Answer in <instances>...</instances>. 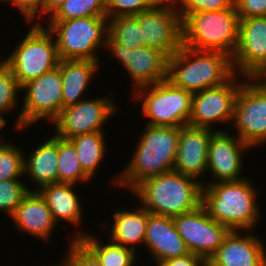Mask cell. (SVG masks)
Wrapping results in <instances>:
<instances>
[{
    "mask_svg": "<svg viewBox=\"0 0 266 266\" xmlns=\"http://www.w3.org/2000/svg\"><path fill=\"white\" fill-rule=\"evenodd\" d=\"M131 160L110 180L116 188L132 190L145 179L173 170L179 144V128L145 124Z\"/></svg>",
    "mask_w": 266,
    "mask_h": 266,
    "instance_id": "cell-1",
    "label": "cell"
},
{
    "mask_svg": "<svg viewBox=\"0 0 266 266\" xmlns=\"http://www.w3.org/2000/svg\"><path fill=\"white\" fill-rule=\"evenodd\" d=\"M203 184L171 170L145 179L130 192L150 214L175 217L202 205Z\"/></svg>",
    "mask_w": 266,
    "mask_h": 266,
    "instance_id": "cell-2",
    "label": "cell"
},
{
    "mask_svg": "<svg viewBox=\"0 0 266 266\" xmlns=\"http://www.w3.org/2000/svg\"><path fill=\"white\" fill-rule=\"evenodd\" d=\"M257 187L247 177L208 184L202 189V206L209 216L233 230H254L261 219Z\"/></svg>",
    "mask_w": 266,
    "mask_h": 266,
    "instance_id": "cell-3",
    "label": "cell"
},
{
    "mask_svg": "<svg viewBox=\"0 0 266 266\" xmlns=\"http://www.w3.org/2000/svg\"><path fill=\"white\" fill-rule=\"evenodd\" d=\"M232 59L218 51H199L182 45L168 57V80L177 88L196 93L217 87L234 75Z\"/></svg>",
    "mask_w": 266,
    "mask_h": 266,
    "instance_id": "cell-4",
    "label": "cell"
},
{
    "mask_svg": "<svg viewBox=\"0 0 266 266\" xmlns=\"http://www.w3.org/2000/svg\"><path fill=\"white\" fill-rule=\"evenodd\" d=\"M239 25L235 5L226 10L191 13L182 21L183 45L222 52L232 58L238 45Z\"/></svg>",
    "mask_w": 266,
    "mask_h": 266,
    "instance_id": "cell-5",
    "label": "cell"
},
{
    "mask_svg": "<svg viewBox=\"0 0 266 266\" xmlns=\"http://www.w3.org/2000/svg\"><path fill=\"white\" fill-rule=\"evenodd\" d=\"M43 25L55 38L59 60L100 62L98 51L103 47L106 49L107 43L108 18L106 16L46 21Z\"/></svg>",
    "mask_w": 266,
    "mask_h": 266,
    "instance_id": "cell-6",
    "label": "cell"
},
{
    "mask_svg": "<svg viewBox=\"0 0 266 266\" xmlns=\"http://www.w3.org/2000/svg\"><path fill=\"white\" fill-rule=\"evenodd\" d=\"M29 26L25 37L16 44L12 53L2 57L20 87L52 71L59 63L53 34L43 24L31 23Z\"/></svg>",
    "mask_w": 266,
    "mask_h": 266,
    "instance_id": "cell-7",
    "label": "cell"
},
{
    "mask_svg": "<svg viewBox=\"0 0 266 266\" xmlns=\"http://www.w3.org/2000/svg\"><path fill=\"white\" fill-rule=\"evenodd\" d=\"M193 93L175 87L168 79L146 85L132 92L134 101L140 100L146 124L180 128L188 125L192 113Z\"/></svg>",
    "mask_w": 266,
    "mask_h": 266,
    "instance_id": "cell-8",
    "label": "cell"
},
{
    "mask_svg": "<svg viewBox=\"0 0 266 266\" xmlns=\"http://www.w3.org/2000/svg\"><path fill=\"white\" fill-rule=\"evenodd\" d=\"M23 106L14 127L18 131L26 130L41 120L53 122L63 110L62 77L57 66L50 72L25 83L21 87Z\"/></svg>",
    "mask_w": 266,
    "mask_h": 266,
    "instance_id": "cell-9",
    "label": "cell"
},
{
    "mask_svg": "<svg viewBox=\"0 0 266 266\" xmlns=\"http://www.w3.org/2000/svg\"><path fill=\"white\" fill-rule=\"evenodd\" d=\"M231 125L235 135L251 148L265 146L266 81L262 78H246L240 86Z\"/></svg>",
    "mask_w": 266,
    "mask_h": 266,
    "instance_id": "cell-10",
    "label": "cell"
},
{
    "mask_svg": "<svg viewBox=\"0 0 266 266\" xmlns=\"http://www.w3.org/2000/svg\"><path fill=\"white\" fill-rule=\"evenodd\" d=\"M104 96L83 99L75 105L63 108L52 122L54 132L60 138L69 139L85 133L104 131L105 123L118 111L117 103ZM114 102V103H113Z\"/></svg>",
    "mask_w": 266,
    "mask_h": 266,
    "instance_id": "cell-11",
    "label": "cell"
},
{
    "mask_svg": "<svg viewBox=\"0 0 266 266\" xmlns=\"http://www.w3.org/2000/svg\"><path fill=\"white\" fill-rule=\"evenodd\" d=\"M245 80L246 77L234 74L220 86L193 93L192 113L188 124L209 129L216 123L231 126L236 96Z\"/></svg>",
    "mask_w": 266,
    "mask_h": 266,
    "instance_id": "cell-12",
    "label": "cell"
},
{
    "mask_svg": "<svg viewBox=\"0 0 266 266\" xmlns=\"http://www.w3.org/2000/svg\"><path fill=\"white\" fill-rule=\"evenodd\" d=\"M106 49L128 72V79L133 85L132 92L168 78V56L158 49L145 45L130 49L115 42H107Z\"/></svg>",
    "mask_w": 266,
    "mask_h": 266,
    "instance_id": "cell-13",
    "label": "cell"
},
{
    "mask_svg": "<svg viewBox=\"0 0 266 266\" xmlns=\"http://www.w3.org/2000/svg\"><path fill=\"white\" fill-rule=\"evenodd\" d=\"M173 220L189 252L201 256L206 262L231 231L212 219L202 205L192 212L173 217Z\"/></svg>",
    "mask_w": 266,
    "mask_h": 266,
    "instance_id": "cell-14",
    "label": "cell"
},
{
    "mask_svg": "<svg viewBox=\"0 0 266 266\" xmlns=\"http://www.w3.org/2000/svg\"><path fill=\"white\" fill-rule=\"evenodd\" d=\"M134 17L142 30L143 45L158 49L168 57L182 47V19L174 3H164Z\"/></svg>",
    "mask_w": 266,
    "mask_h": 266,
    "instance_id": "cell-15",
    "label": "cell"
},
{
    "mask_svg": "<svg viewBox=\"0 0 266 266\" xmlns=\"http://www.w3.org/2000/svg\"><path fill=\"white\" fill-rule=\"evenodd\" d=\"M231 59L235 74L261 78L266 73V17L240 19L238 45Z\"/></svg>",
    "mask_w": 266,
    "mask_h": 266,
    "instance_id": "cell-16",
    "label": "cell"
},
{
    "mask_svg": "<svg viewBox=\"0 0 266 266\" xmlns=\"http://www.w3.org/2000/svg\"><path fill=\"white\" fill-rule=\"evenodd\" d=\"M223 128V129H222ZM217 129L211 136L208 151L207 172H210L212 181H204L202 184H215L218 182L239 181L247 176H241L245 165L242 154L251 150L238 136L227 128ZM248 150V151H247Z\"/></svg>",
    "mask_w": 266,
    "mask_h": 266,
    "instance_id": "cell-17",
    "label": "cell"
},
{
    "mask_svg": "<svg viewBox=\"0 0 266 266\" xmlns=\"http://www.w3.org/2000/svg\"><path fill=\"white\" fill-rule=\"evenodd\" d=\"M216 131L189 124L180 127L173 170L203 183L200 178L207 175L209 142Z\"/></svg>",
    "mask_w": 266,
    "mask_h": 266,
    "instance_id": "cell-18",
    "label": "cell"
},
{
    "mask_svg": "<svg viewBox=\"0 0 266 266\" xmlns=\"http://www.w3.org/2000/svg\"><path fill=\"white\" fill-rule=\"evenodd\" d=\"M244 233L230 231L207 266H266V243L253 230Z\"/></svg>",
    "mask_w": 266,
    "mask_h": 266,
    "instance_id": "cell-19",
    "label": "cell"
},
{
    "mask_svg": "<svg viewBox=\"0 0 266 266\" xmlns=\"http://www.w3.org/2000/svg\"><path fill=\"white\" fill-rule=\"evenodd\" d=\"M144 247L152 254L156 265L190 252L177 231L172 217L154 215L148 212Z\"/></svg>",
    "mask_w": 266,
    "mask_h": 266,
    "instance_id": "cell-20",
    "label": "cell"
},
{
    "mask_svg": "<svg viewBox=\"0 0 266 266\" xmlns=\"http://www.w3.org/2000/svg\"><path fill=\"white\" fill-rule=\"evenodd\" d=\"M15 229L41 241H51L58 226L45 200L37 191H29L11 217ZM35 236V237H34Z\"/></svg>",
    "mask_w": 266,
    "mask_h": 266,
    "instance_id": "cell-21",
    "label": "cell"
},
{
    "mask_svg": "<svg viewBox=\"0 0 266 266\" xmlns=\"http://www.w3.org/2000/svg\"><path fill=\"white\" fill-rule=\"evenodd\" d=\"M75 187L77 185L70 183H53L50 185L43 186L37 192L45 200L46 204L53 215L54 220L59 223L65 221L70 223L73 227L78 228L75 230L74 234L72 232L71 239H79L80 237L87 234L80 230L79 226L83 222V207L78 193Z\"/></svg>",
    "mask_w": 266,
    "mask_h": 266,
    "instance_id": "cell-22",
    "label": "cell"
},
{
    "mask_svg": "<svg viewBox=\"0 0 266 266\" xmlns=\"http://www.w3.org/2000/svg\"><path fill=\"white\" fill-rule=\"evenodd\" d=\"M113 221L111 224L104 222L101 224L102 232L108 230L111 242L137 251V244L144 246L145 233L148 222V211L140 204L133 210L124 209L116 210L112 214Z\"/></svg>",
    "mask_w": 266,
    "mask_h": 266,
    "instance_id": "cell-23",
    "label": "cell"
},
{
    "mask_svg": "<svg viewBox=\"0 0 266 266\" xmlns=\"http://www.w3.org/2000/svg\"><path fill=\"white\" fill-rule=\"evenodd\" d=\"M37 146L31 150L29 156L24 155V177L36 183L33 191L58 183V136L53 134L51 138L38 143Z\"/></svg>",
    "mask_w": 266,
    "mask_h": 266,
    "instance_id": "cell-24",
    "label": "cell"
},
{
    "mask_svg": "<svg viewBox=\"0 0 266 266\" xmlns=\"http://www.w3.org/2000/svg\"><path fill=\"white\" fill-rule=\"evenodd\" d=\"M100 63L91 60H59L62 77L63 108L75 105L89 92L90 82L94 81Z\"/></svg>",
    "mask_w": 266,
    "mask_h": 266,
    "instance_id": "cell-25",
    "label": "cell"
},
{
    "mask_svg": "<svg viewBox=\"0 0 266 266\" xmlns=\"http://www.w3.org/2000/svg\"><path fill=\"white\" fill-rule=\"evenodd\" d=\"M100 239V240H99ZM100 262L101 266H135L137 252L131 248L101 241L95 234L87 233L78 239ZM104 242V243H103ZM106 243V244H105Z\"/></svg>",
    "mask_w": 266,
    "mask_h": 266,
    "instance_id": "cell-26",
    "label": "cell"
},
{
    "mask_svg": "<svg viewBox=\"0 0 266 266\" xmlns=\"http://www.w3.org/2000/svg\"><path fill=\"white\" fill-rule=\"evenodd\" d=\"M105 131L85 133L69 140L76 148L78 159L83 171L91 178L97 174L96 171L107 155V143ZM101 163V164H100Z\"/></svg>",
    "mask_w": 266,
    "mask_h": 266,
    "instance_id": "cell-27",
    "label": "cell"
},
{
    "mask_svg": "<svg viewBox=\"0 0 266 266\" xmlns=\"http://www.w3.org/2000/svg\"><path fill=\"white\" fill-rule=\"evenodd\" d=\"M58 183H89L91 178L83 171L75 146L69 139L58 137Z\"/></svg>",
    "mask_w": 266,
    "mask_h": 266,
    "instance_id": "cell-28",
    "label": "cell"
},
{
    "mask_svg": "<svg viewBox=\"0 0 266 266\" xmlns=\"http://www.w3.org/2000/svg\"><path fill=\"white\" fill-rule=\"evenodd\" d=\"M107 42H115L134 49L143 45L142 30L134 16L108 19Z\"/></svg>",
    "mask_w": 266,
    "mask_h": 266,
    "instance_id": "cell-29",
    "label": "cell"
},
{
    "mask_svg": "<svg viewBox=\"0 0 266 266\" xmlns=\"http://www.w3.org/2000/svg\"><path fill=\"white\" fill-rule=\"evenodd\" d=\"M90 16H106V0H66L47 21H65Z\"/></svg>",
    "mask_w": 266,
    "mask_h": 266,
    "instance_id": "cell-30",
    "label": "cell"
},
{
    "mask_svg": "<svg viewBox=\"0 0 266 266\" xmlns=\"http://www.w3.org/2000/svg\"><path fill=\"white\" fill-rule=\"evenodd\" d=\"M18 147L12 142L0 145V181L23 178L25 152Z\"/></svg>",
    "mask_w": 266,
    "mask_h": 266,
    "instance_id": "cell-31",
    "label": "cell"
},
{
    "mask_svg": "<svg viewBox=\"0 0 266 266\" xmlns=\"http://www.w3.org/2000/svg\"><path fill=\"white\" fill-rule=\"evenodd\" d=\"M21 87L11 69L0 61V112L6 114L18 110ZM19 93V94H18ZM20 95V96H19ZM19 100V101H18ZM16 108V109H15Z\"/></svg>",
    "mask_w": 266,
    "mask_h": 266,
    "instance_id": "cell-32",
    "label": "cell"
},
{
    "mask_svg": "<svg viewBox=\"0 0 266 266\" xmlns=\"http://www.w3.org/2000/svg\"><path fill=\"white\" fill-rule=\"evenodd\" d=\"M33 191L26 185L25 180L15 179L0 181V211L12 217L22 198L29 192Z\"/></svg>",
    "mask_w": 266,
    "mask_h": 266,
    "instance_id": "cell-33",
    "label": "cell"
},
{
    "mask_svg": "<svg viewBox=\"0 0 266 266\" xmlns=\"http://www.w3.org/2000/svg\"><path fill=\"white\" fill-rule=\"evenodd\" d=\"M163 0H106V17L135 16L142 11L157 8Z\"/></svg>",
    "mask_w": 266,
    "mask_h": 266,
    "instance_id": "cell-34",
    "label": "cell"
},
{
    "mask_svg": "<svg viewBox=\"0 0 266 266\" xmlns=\"http://www.w3.org/2000/svg\"><path fill=\"white\" fill-rule=\"evenodd\" d=\"M174 5L183 21L191 13L229 9L234 0H177Z\"/></svg>",
    "mask_w": 266,
    "mask_h": 266,
    "instance_id": "cell-35",
    "label": "cell"
},
{
    "mask_svg": "<svg viewBox=\"0 0 266 266\" xmlns=\"http://www.w3.org/2000/svg\"><path fill=\"white\" fill-rule=\"evenodd\" d=\"M69 240V249L64 255L68 266H101L98 259L78 239Z\"/></svg>",
    "mask_w": 266,
    "mask_h": 266,
    "instance_id": "cell-36",
    "label": "cell"
},
{
    "mask_svg": "<svg viewBox=\"0 0 266 266\" xmlns=\"http://www.w3.org/2000/svg\"><path fill=\"white\" fill-rule=\"evenodd\" d=\"M6 3L20 11L26 24H42L46 21L43 18V0H8Z\"/></svg>",
    "mask_w": 266,
    "mask_h": 266,
    "instance_id": "cell-37",
    "label": "cell"
},
{
    "mask_svg": "<svg viewBox=\"0 0 266 266\" xmlns=\"http://www.w3.org/2000/svg\"><path fill=\"white\" fill-rule=\"evenodd\" d=\"M240 19L266 17V0H234Z\"/></svg>",
    "mask_w": 266,
    "mask_h": 266,
    "instance_id": "cell-38",
    "label": "cell"
},
{
    "mask_svg": "<svg viewBox=\"0 0 266 266\" xmlns=\"http://www.w3.org/2000/svg\"><path fill=\"white\" fill-rule=\"evenodd\" d=\"M155 266H207V262L201 256L189 253L184 257L172 258Z\"/></svg>",
    "mask_w": 266,
    "mask_h": 266,
    "instance_id": "cell-39",
    "label": "cell"
},
{
    "mask_svg": "<svg viewBox=\"0 0 266 266\" xmlns=\"http://www.w3.org/2000/svg\"><path fill=\"white\" fill-rule=\"evenodd\" d=\"M66 0H43V17L47 19L62 5Z\"/></svg>",
    "mask_w": 266,
    "mask_h": 266,
    "instance_id": "cell-40",
    "label": "cell"
},
{
    "mask_svg": "<svg viewBox=\"0 0 266 266\" xmlns=\"http://www.w3.org/2000/svg\"><path fill=\"white\" fill-rule=\"evenodd\" d=\"M3 115H4V113L0 112V130L3 128H6L4 126L7 125L6 124L7 120H6V118H4ZM2 139H3V136L0 135V145L10 143V142L5 141V138L3 140Z\"/></svg>",
    "mask_w": 266,
    "mask_h": 266,
    "instance_id": "cell-41",
    "label": "cell"
},
{
    "mask_svg": "<svg viewBox=\"0 0 266 266\" xmlns=\"http://www.w3.org/2000/svg\"><path fill=\"white\" fill-rule=\"evenodd\" d=\"M45 266H47V265H45ZM48 266H68V264H67L66 260L63 259L62 262L60 261L59 263H56L54 265H48Z\"/></svg>",
    "mask_w": 266,
    "mask_h": 266,
    "instance_id": "cell-42",
    "label": "cell"
},
{
    "mask_svg": "<svg viewBox=\"0 0 266 266\" xmlns=\"http://www.w3.org/2000/svg\"><path fill=\"white\" fill-rule=\"evenodd\" d=\"M177 0H163L164 3H175Z\"/></svg>",
    "mask_w": 266,
    "mask_h": 266,
    "instance_id": "cell-43",
    "label": "cell"
},
{
    "mask_svg": "<svg viewBox=\"0 0 266 266\" xmlns=\"http://www.w3.org/2000/svg\"><path fill=\"white\" fill-rule=\"evenodd\" d=\"M261 78L266 81V73Z\"/></svg>",
    "mask_w": 266,
    "mask_h": 266,
    "instance_id": "cell-44",
    "label": "cell"
},
{
    "mask_svg": "<svg viewBox=\"0 0 266 266\" xmlns=\"http://www.w3.org/2000/svg\"><path fill=\"white\" fill-rule=\"evenodd\" d=\"M7 1H8V0H0V2H1V3H4V4H6Z\"/></svg>",
    "mask_w": 266,
    "mask_h": 266,
    "instance_id": "cell-45",
    "label": "cell"
}]
</instances>
